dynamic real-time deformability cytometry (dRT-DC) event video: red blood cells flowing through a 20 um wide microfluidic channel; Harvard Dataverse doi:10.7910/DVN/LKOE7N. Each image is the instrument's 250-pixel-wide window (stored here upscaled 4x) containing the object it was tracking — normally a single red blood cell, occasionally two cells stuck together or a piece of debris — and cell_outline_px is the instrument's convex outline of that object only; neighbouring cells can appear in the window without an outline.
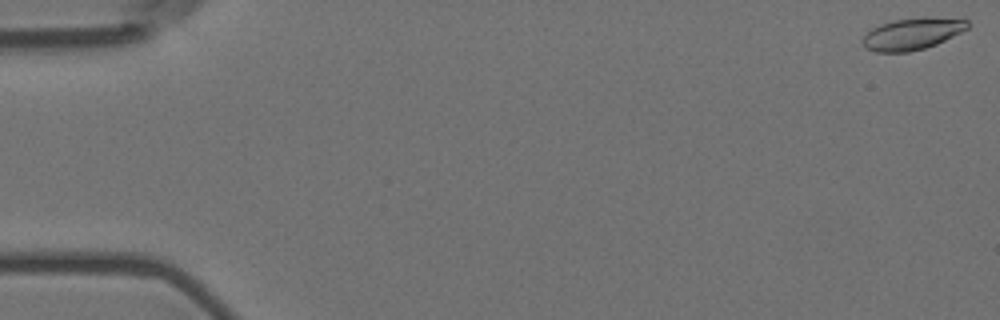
{"species": "Egyptian fruit bat (a non-hibernating species)", "species_latin": "Rousettus aegyptiacus", "temperature_condition": "room temperature", "stored_images_in_passage": 52, "camera_frame_rate_fps": 3000, "um_per_image_px": 0.085, "animal": {"sex": "female"}, "frame": {"image": 1, "passage_image": 1, "time_ms": 0.0, "image_size_px": [1000, 320], "cell_outline_px": [[972, 24], [968, 28], [936, 44], [924, 48], [908, 52], [876, 52], [868, 48], [860, 40], [872, 28], [880, 24], [892, 20], [928, 16], [968, 20]], "centroid_in_image_um": [77.56, 2.85], "position_along_channel_um": 7.4, "area_um2": 19.42}}
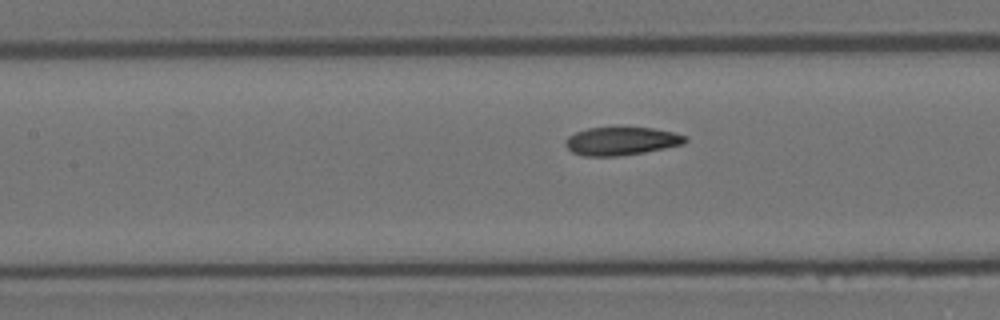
{"frame": {"image": 2, "passage_image": 26, "time_ms": 8.333, "image_size_px": [1000, 320], "cell_outline_px": [[688, 140], [684, 144], [644, 152], [620, 156], [584, 156], [572, 152], [564, 144], [564, 140], [568, 136], [576, 132], [588, 128], [652, 128], [672, 132], [688, 136]], "centroid_in_image_um": [52.81, 12.0], "position_along_channel_um": 154.6, "area_um2": 19.59}}
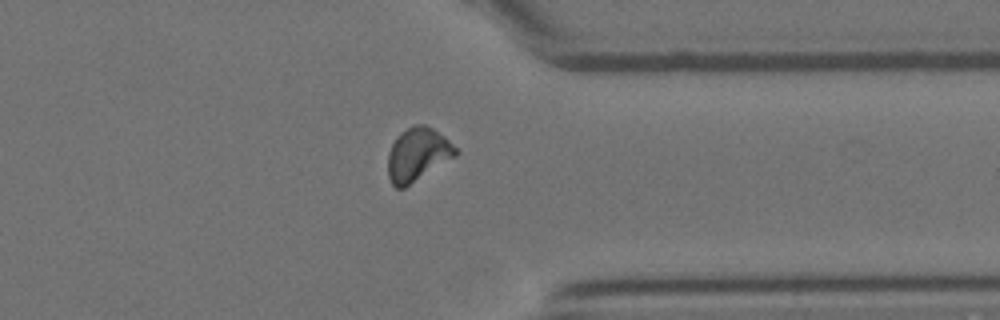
{"frame": {"image": 3, "passage_image": 45, "time_ms": 14.667, "image_size_px": [1000, 320], "cell_outline_px": [[460, 152], [456, 156], [404, 188], [396, 188], [392, 184], [388, 176], [388, 152], [396, 136], [400, 132], [412, 124], [424, 124], [432, 128], [444, 136]], "centroid_in_image_um": [35.48, 13.11], "position_along_channel_um": 375.9, "area_um2": 21.1}}